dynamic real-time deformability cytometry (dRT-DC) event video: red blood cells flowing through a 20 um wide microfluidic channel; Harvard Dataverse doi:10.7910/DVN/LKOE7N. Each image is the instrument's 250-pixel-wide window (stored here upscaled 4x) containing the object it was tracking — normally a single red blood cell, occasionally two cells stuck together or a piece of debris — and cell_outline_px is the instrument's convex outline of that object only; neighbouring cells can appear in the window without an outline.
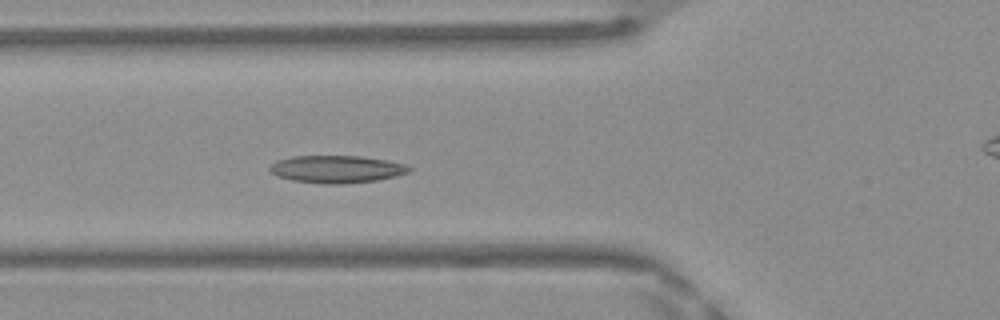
{"species": "Egyptian fruit bat (a non-hibernating species)", "species_latin": "Rousettus aegyptiacus", "temperature_condition": "warm", "stored_images_in_passage": 49, "camera_frame_rate_fps": 3000, "um_per_image_px": 0.085, "frame": {"image": 1, "passage_image": 17, "time_ms": 5.333, "image_size_px": [1000, 320], "cell_outline_px": [[412, 168], [408, 172], [396, 176], [376, 180], [344, 184], [320, 184], [292, 180], [276, 176], [268, 168], [276, 160], [292, 156], [360, 156], [384, 160], [404, 164]], "centroid_in_image_um": [28.57, 14.38], "position_along_channel_um": 97.2, "area_um2": 22.25}}
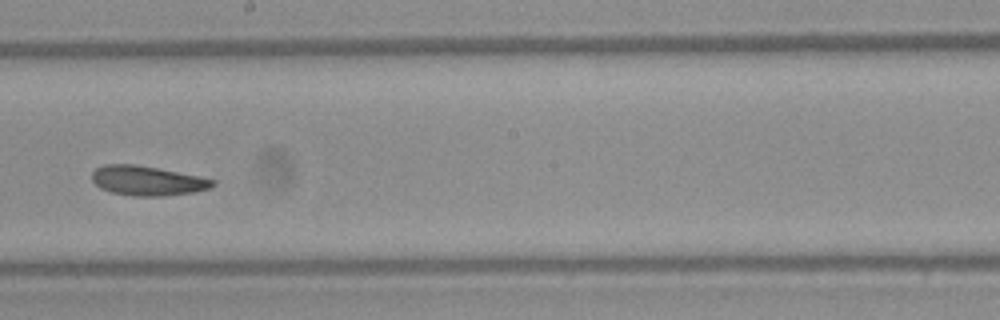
{"frame": {"image": 2, "passage_image": 27, "time_ms": 8.667, "image_size_px": [1000, 320], "cell_outline_px": [[216, 184], [208, 188], [196, 192], [164, 196], [132, 196], [112, 192], [100, 188], [92, 180], [92, 172], [96, 168], [104, 164], [136, 164], [216, 180]], "centroid_in_image_um": [12.5, 15.36], "position_along_channel_um": 235.7, "area_um2": 20.69}}
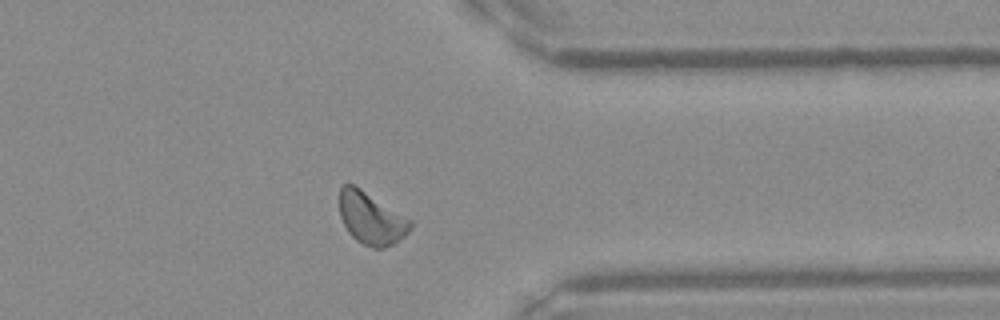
{"frame": {"image": 3, "passage_image": 38, "time_ms": 12.333, "image_size_px": [1000, 320], "cell_outline_px": [[412, 228], [404, 236], [392, 244], [384, 248], [372, 248], [356, 240], [348, 232], [340, 216], [340, 188], [344, 184], [352, 184], [360, 188], [412, 220]], "centroid_in_image_um": [31.55, 18.56], "position_along_channel_um": 379.8, "area_um2": 21.33}, "authors_computed_cell_mechanics": {"area_um2": 21.3282, "velocity_mm_per_s": 4.1457, "shape_relaxation_time_tau1_ms": 3.5441, "shape_relaxation_time_tau2_ms": 8.1728, "deformation_change_tau1": 0.1096, "deformation_change_tau2": 0.1704}}